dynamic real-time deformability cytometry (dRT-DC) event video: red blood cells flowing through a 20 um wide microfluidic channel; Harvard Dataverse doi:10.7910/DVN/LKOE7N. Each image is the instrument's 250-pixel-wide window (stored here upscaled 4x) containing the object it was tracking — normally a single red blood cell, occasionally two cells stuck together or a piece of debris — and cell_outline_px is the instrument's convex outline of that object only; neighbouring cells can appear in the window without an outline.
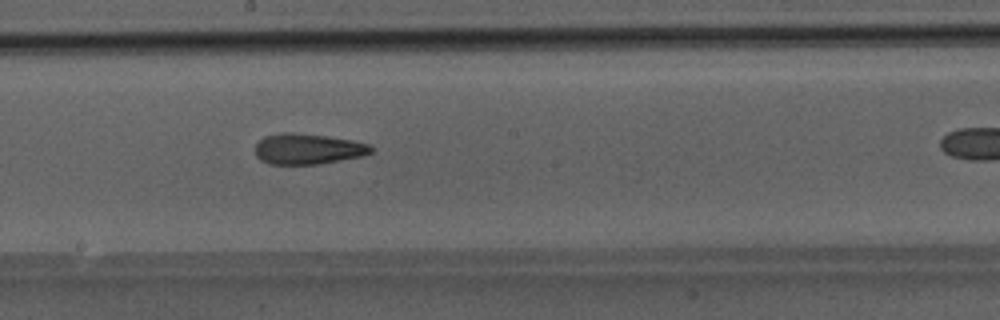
{"species": "Egyptian fruit bat (a non-hibernating species)", "species_latin": "Rousettus aegyptiacus", "temperature_condition": "room temperature", "stored_images_in_passage": 30, "camera_frame_rate_fps": 3000, "um_per_image_px": 0.085, "animal": {"sex": "male"}, "frame": {"image": 1, "passage_image": 18, "time_ms": 5.667, "image_size_px": [1000, 320], "cell_outline_px": [[372, 152], [364, 156], [320, 164], [268, 164], [260, 160], [256, 156], [256, 144], [264, 136], [280, 132], [288, 132], [328, 136], [352, 140], [368, 144], [372, 148]], "centroid_in_image_um": [26.16, 12.66], "position_along_channel_um": 222.0, "area_um2": 20.81}}